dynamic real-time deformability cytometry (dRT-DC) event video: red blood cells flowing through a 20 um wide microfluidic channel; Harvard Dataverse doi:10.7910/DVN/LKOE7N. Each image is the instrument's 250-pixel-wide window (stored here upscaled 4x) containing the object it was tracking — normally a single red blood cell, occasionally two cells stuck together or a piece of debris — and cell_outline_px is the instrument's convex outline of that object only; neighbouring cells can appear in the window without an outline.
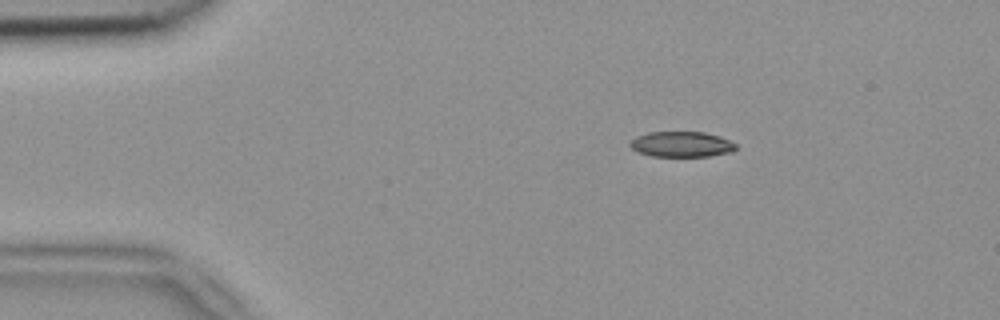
{"species": "common noctule bat (a hibernating species)", "species_latin": "Nyctalus noctula", "temperature_condition": "room temperature", "stored_images_in_passage": 4, "camera_frame_rate_fps": 3000, "um_per_image_px": 0.085, "animal": {"sex": "female", "body_mass_g": 18.4}, "frame": {"image": 1, "passage_image": 3, "time_ms": 0.667, "image_size_px": [1000, 320], "cell_outline_px": [[736, 148], [732, 152], [708, 156], [652, 156], [636, 152], [628, 144], [636, 136], [648, 132], [704, 132], [720, 136], [736, 144]], "centroid_in_image_um": [57.91, 12.26], "position_along_channel_um": 27.1, "area_um2": 15.72}}